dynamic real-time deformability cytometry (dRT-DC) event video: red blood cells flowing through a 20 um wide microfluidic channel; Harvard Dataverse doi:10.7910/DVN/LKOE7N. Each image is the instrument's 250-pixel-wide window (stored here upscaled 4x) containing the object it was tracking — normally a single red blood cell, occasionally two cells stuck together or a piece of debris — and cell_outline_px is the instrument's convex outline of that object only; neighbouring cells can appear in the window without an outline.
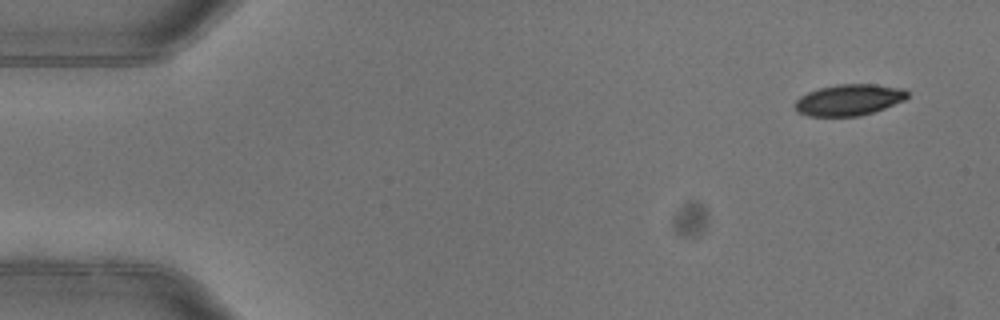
{"species": "common noctule bat (a hibernating species)", "species_latin": "Nyctalus noctula", "temperature_condition": "warm", "stored_images_in_passage": 5, "camera_frame_rate_fps": 3000, "um_per_image_px": 0.085, "animal": {"sex": "female"}, "frame": {"image": 1, "passage_image": 1, "time_ms": 0.0, "image_size_px": [1000, 320], "cell_outline_px": [[908, 96], [904, 100], [884, 108], [860, 116], [808, 116], [796, 112], [796, 100], [800, 96], [808, 92], [820, 88], [836, 84], [876, 84], [904, 88], [908, 92]], "centroid_in_image_um": [72.17, 8.48], "position_along_channel_um": 12.8, "area_um2": 20.46}}
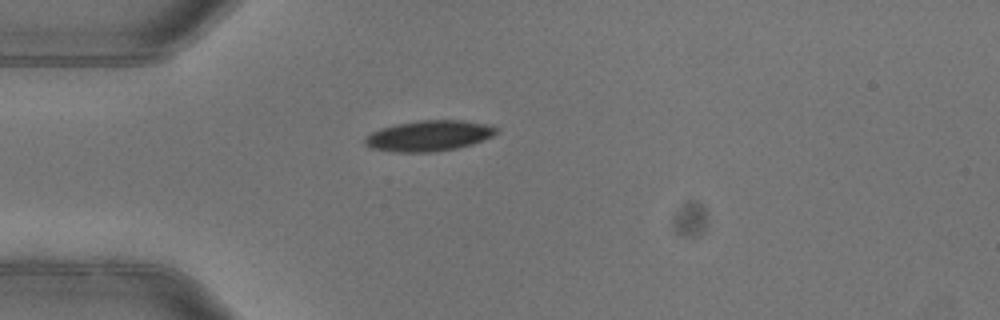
{"frame": {"image": 2, "passage_image": 4, "time_ms": 1.0, "image_size_px": [1000, 320], "cell_outline_px": [[496, 132], [492, 136], [472, 144], [456, 148], [432, 152], [396, 152], [372, 148], [364, 144], [364, 136], [380, 128], [396, 124], [416, 120], [464, 120], [484, 124], [496, 128]], "centroid_in_image_um": [36.39, 11.54], "position_along_channel_um": 48.6, "area_um2": 23.35}}